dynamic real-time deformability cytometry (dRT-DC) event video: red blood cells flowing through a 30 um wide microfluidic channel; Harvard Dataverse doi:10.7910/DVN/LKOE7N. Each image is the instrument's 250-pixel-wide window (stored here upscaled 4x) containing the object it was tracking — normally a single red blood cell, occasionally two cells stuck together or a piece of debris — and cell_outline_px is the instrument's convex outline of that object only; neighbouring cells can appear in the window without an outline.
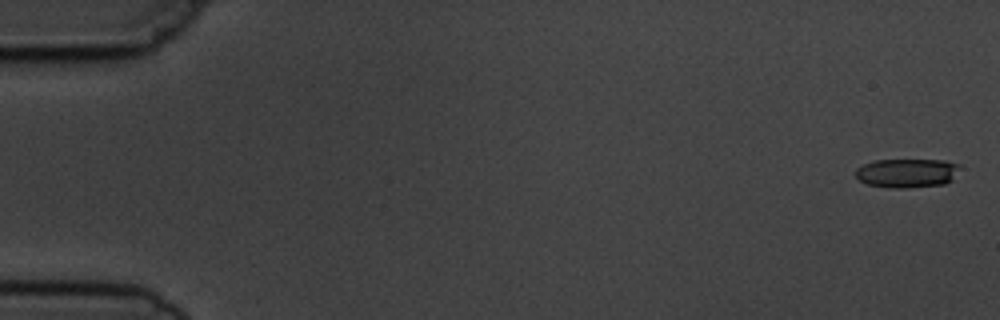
{"species": "common noctule bat (a hibernating species)", "species_latin": "Nyctalus noctula", "temperature_condition": "cold", "stored_images_in_passage": 11, "camera_frame_rate_fps": 3000, "um_per_image_px": 0.085, "animal": {"sex": "male", "body_mass_g": 19.5, "forearm_length_mm": 54.6}, "frame": {"image": 1, "passage_image": 1, "time_ms": 0.0, "image_size_px": [1000, 320], "cell_outline_px": [[960, 164], [952, 180], [944, 184], [908, 188], [892, 188], [868, 184], [860, 180], [856, 176], [856, 168], [872, 160], [944, 160]], "centroid_in_image_um": [77.08, 14.7], "position_along_channel_um": 7.9, "area_um2": 17.57}}
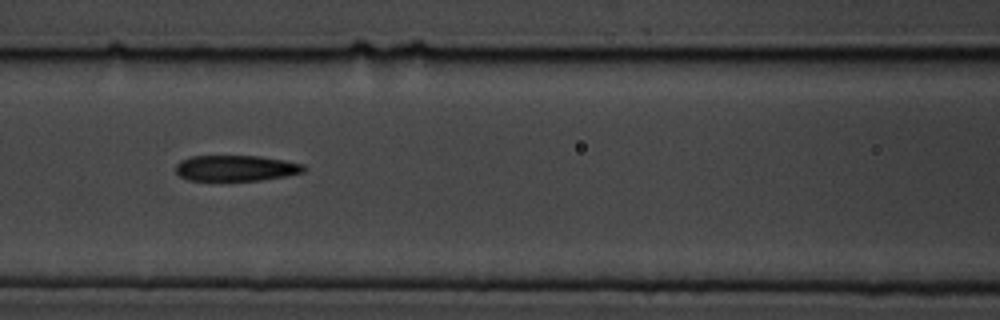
{"frame": {"image": 2, "passage_image": 7, "time_ms": 7.667, "image_size_px": [1000, 320], "cell_outline_px": [[308, 168], [304, 172], [284, 176], [260, 180], [188, 180], [180, 176], [176, 172], [176, 164], [192, 156], [260, 156], [284, 160], [304, 164]], "centroid_in_image_um": [20.1, 14.29], "position_along_channel_um": 146.5, "area_um2": 19.13}}
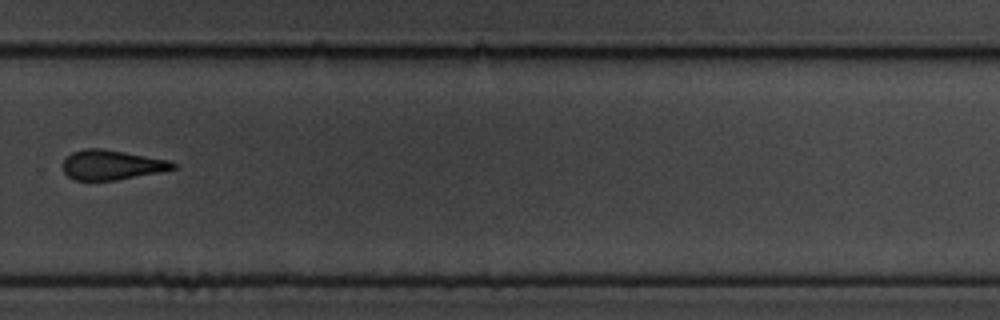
{"frame": {"image": 3, "passage_image": 11, "time_ms": 12.333, "image_size_px": [1000, 320], "cell_outline_px": [[176, 168], [160, 172], [116, 180], [72, 180], [64, 172], [64, 160], [72, 152], [84, 148], [100, 148], [124, 152], [168, 160], [176, 164]], "centroid_in_image_um": [9.48, 14.02], "position_along_channel_um": 320.3, "area_um2": 18.9}}